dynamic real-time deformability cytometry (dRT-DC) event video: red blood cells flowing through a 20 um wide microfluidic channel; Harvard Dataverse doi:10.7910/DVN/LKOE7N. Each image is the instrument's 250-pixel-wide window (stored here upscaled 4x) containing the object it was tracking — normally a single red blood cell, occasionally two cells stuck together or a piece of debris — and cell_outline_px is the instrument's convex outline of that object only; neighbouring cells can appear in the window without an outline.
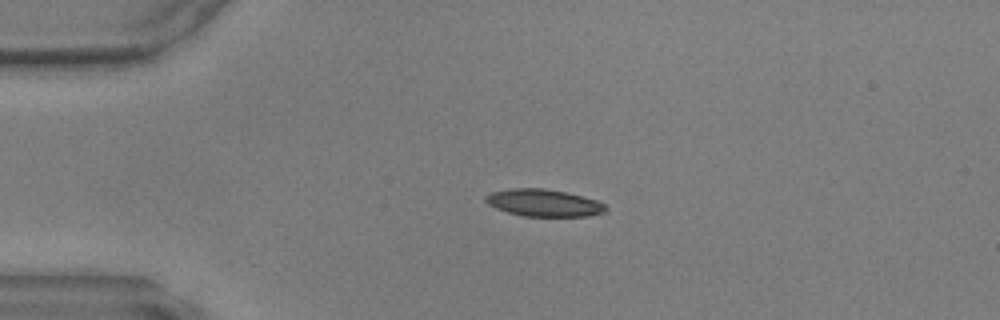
{"species": "common noctule bat (a hibernating species)", "species_latin": "Nyctalus noctula", "temperature_condition": "warm", "stored_images_in_passage": 17, "camera_frame_rate_fps": 3000, "um_per_image_px": 0.085, "animal": {"sex": "male", "body_mass_g": 17.9, "forearm_length_mm": 54.2}, "frame": {"image": 1, "passage_image": 1, "time_ms": 0.0, "image_size_px": [1000, 320], "cell_outline_px": [[608, 208], [604, 212], [588, 216], [524, 216], [508, 212], [496, 208], [488, 204], [484, 200], [484, 196], [492, 192], [512, 188], [544, 188], [564, 192], [600, 200]], "centroid_in_image_um": [46.23, 17.24], "position_along_channel_um": 38.8, "area_um2": 19.02}}